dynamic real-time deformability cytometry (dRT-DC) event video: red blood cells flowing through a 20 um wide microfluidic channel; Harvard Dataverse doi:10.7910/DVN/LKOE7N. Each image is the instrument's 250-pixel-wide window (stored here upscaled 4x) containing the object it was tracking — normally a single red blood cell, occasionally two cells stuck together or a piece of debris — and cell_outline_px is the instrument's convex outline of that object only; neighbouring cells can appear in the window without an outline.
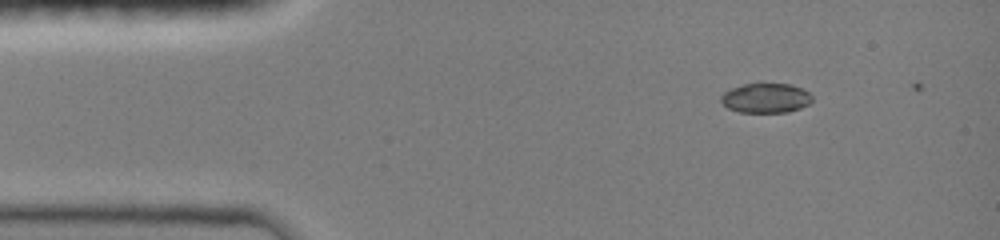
{"species": "common noctule bat (a hibernating species)", "species_latin": "Nyctalus noctula", "temperature_condition": "room temperature", "stored_images_in_passage": 3, "camera_frame_rate_fps": 3000, "um_per_image_px": 0.085, "animal": {"sex": "female", "body_mass_g": 19.0, "forearm_length_mm": 51.5}, "frame": {"image": 1, "passage_image": 2, "time_ms": 0.333, "image_size_px": [1000, 240], "cell_outline_px": [[812, 100], [808, 104], [800, 108], [788, 112], [740, 112], [728, 108], [720, 100], [720, 96], [724, 92], [732, 88], [744, 84], [788, 84], [800, 88], [808, 92], [812, 96]], "centroid_in_image_um": [65.08, 8.34], "position_along_channel_um": 19.9, "area_um2": 15.55}}